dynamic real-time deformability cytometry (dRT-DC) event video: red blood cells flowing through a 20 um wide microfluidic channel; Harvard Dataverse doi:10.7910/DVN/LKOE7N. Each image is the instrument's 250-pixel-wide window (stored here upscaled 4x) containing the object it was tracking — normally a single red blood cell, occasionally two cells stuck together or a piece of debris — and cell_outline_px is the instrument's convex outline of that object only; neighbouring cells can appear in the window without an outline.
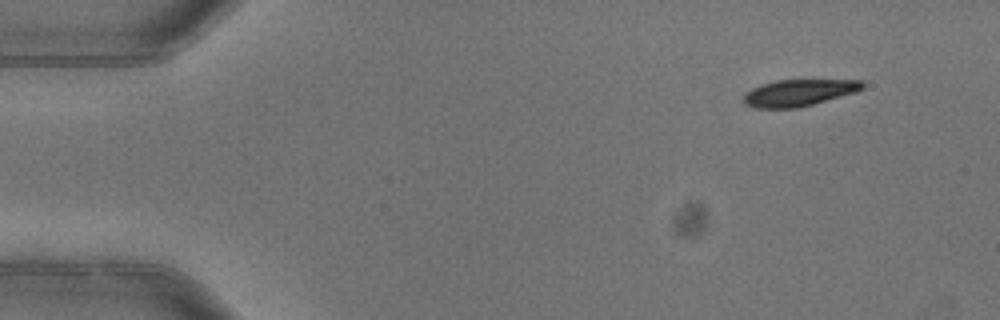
{"species": "common noctule bat (a hibernating species)", "species_latin": "Nyctalus noctula", "temperature_condition": "warm", "stored_images_in_passage": 3, "camera_frame_rate_fps": 3000, "um_per_image_px": 0.085, "animal": {"sex": "female"}, "frame": {"image": 1, "passage_image": 1, "time_ms": 0.0, "image_size_px": [1000, 320], "cell_outline_px": [[864, 88], [856, 92], [812, 104], [796, 108], [756, 108], [744, 104], [744, 92], [752, 88], [776, 80], [860, 80], [864, 84]], "centroid_in_image_um": [67.88, 7.88], "position_along_channel_um": 17.1, "area_um2": 18.32}}
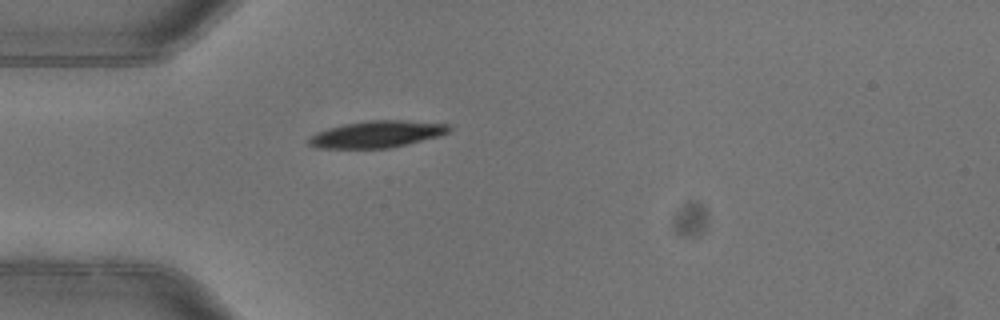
{"frame": {"image": 2, "passage_image": 3, "time_ms": 0.667, "image_size_px": [1000, 320], "cell_outline_px": [[452, 128], [448, 132], [440, 136], [388, 148], [316, 148], [308, 144], [308, 140], [316, 132], [328, 128], [344, 124], [368, 120], [404, 120], [452, 124]], "centroid_in_image_um": [32.06, 11.4], "position_along_channel_um": 52.9, "area_um2": 21.91}}